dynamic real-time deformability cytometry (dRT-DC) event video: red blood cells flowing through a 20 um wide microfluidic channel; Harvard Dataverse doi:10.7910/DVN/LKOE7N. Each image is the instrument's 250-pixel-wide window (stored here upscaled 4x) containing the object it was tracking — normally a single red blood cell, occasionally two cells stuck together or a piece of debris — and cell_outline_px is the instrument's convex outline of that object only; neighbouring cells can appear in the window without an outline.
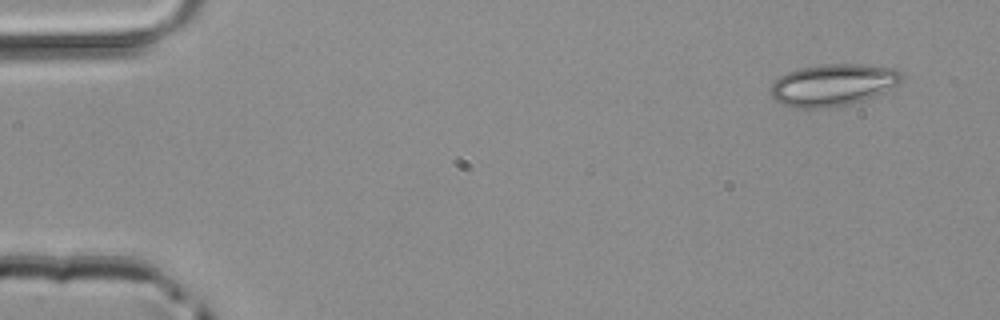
{"species": "common noctule bat (a hibernating species)", "species_latin": "Nyctalus noctula", "temperature_condition": "room temperature", "stored_images_in_passage": 43, "camera_frame_rate_fps": 3000, "um_per_image_px": 0.085, "animal": {"sex": "male", "body_mass_g": 20.4}, "frame": {"image": 1, "passage_image": 1, "time_ms": 0.0, "image_size_px": [1000, 320], "cell_outline_px": [[904, 76], [900, 84], [884, 92], [864, 100], [848, 104], [824, 108], [792, 108], [780, 104], [772, 96], [772, 84], [780, 76], [788, 72], [800, 68], [820, 64], [864, 64], [892, 68], [900, 72]], "centroid_in_image_um": [70.82, 7.22], "position_along_channel_um": 14.2, "area_um2": 32.08}}
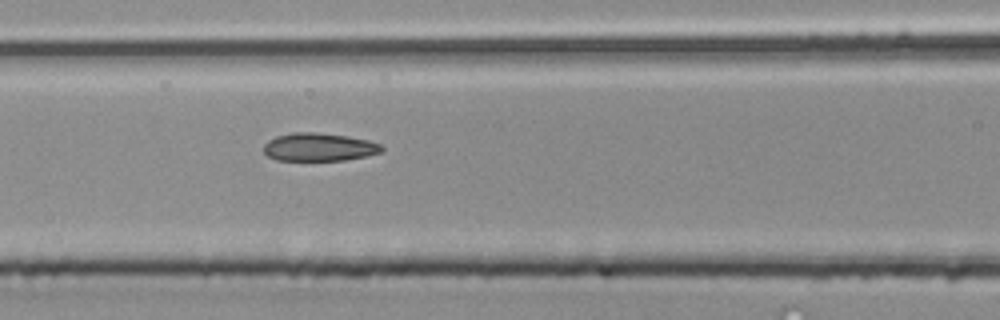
{"frame": {"image": 2, "passage_image": 19, "time_ms": 6.0, "image_size_px": [1000, 320], "cell_outline_px": [[384, 152], [368, 156], [344, 160], [276, 160], [268, 156], [264, 152], [264, 144], [268, 140], [276, 136], [292, 132], [316, 132], [348, 136], [368, 140], [380, 144], [384, 148]], "centroid_in_image_um": [27.14, 12.5], "position_along_channel_um": 139.5, "area_um2": 19.48}}
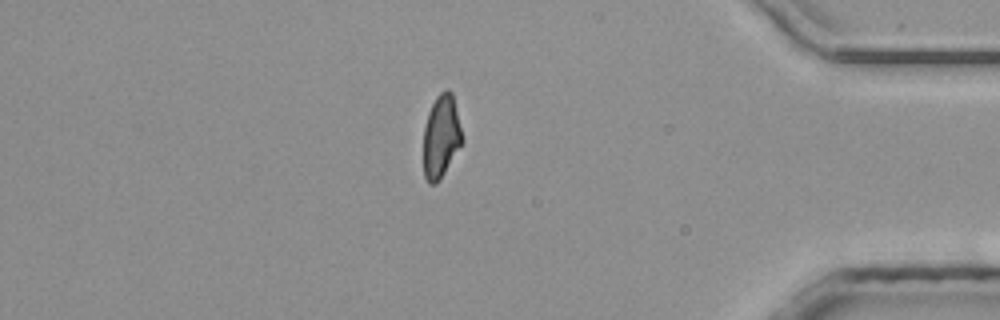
{"frame": {"image": 3, "passage_image": 40, "time_ms": 13.0, "image_size_px": [1000, 320], "cell_outline_px": [[464, 140], [440, 180], [436, 184], [428, 184], [424, 176], [424, 128], [428, 112], [436, 96], [440, 92], [448, 88], [452, 92]], "centroid_in_image_um": [37.5, 11.6], "position_along_channel_um": 397.7, "area_um2": 18.79}}